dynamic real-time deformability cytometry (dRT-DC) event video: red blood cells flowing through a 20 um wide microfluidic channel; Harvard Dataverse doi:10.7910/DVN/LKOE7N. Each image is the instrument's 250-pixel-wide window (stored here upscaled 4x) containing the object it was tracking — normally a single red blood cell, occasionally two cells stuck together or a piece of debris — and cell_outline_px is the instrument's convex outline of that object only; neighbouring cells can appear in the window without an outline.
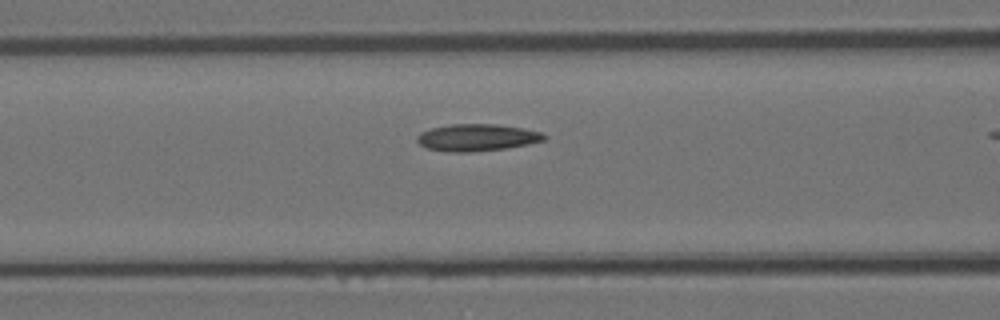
{"species": "Egyptian fruit bat (a non-hibernating species)", "species_latin": "Rousettus aegyptiacus", "temperature_condition": "room temperature", "stored_images_in_passage": 18, "camera_frame_rate_fps": 3000, "um_per_image_px": 0.085, "animal": {"sex": "female"}, "frame": {"image": 1, "passage_image": 16, "time_ms": 5.0, "image_size_px": [1000, 320], "cell_outline_px": [[548, 136], [544, 140], [528, 144], [508, 148], [472, 152], [444, 152], [428, 148], [420, 144], [416, 140], [416, 136], [420, 132], [432, 128], [452, 124], [496, 124], [520, 128], [540, 132]], "centroid_in_image_um": [40.52, 11.7], "position_along_channel_um": 126.1, "area_um2": 20.0}}